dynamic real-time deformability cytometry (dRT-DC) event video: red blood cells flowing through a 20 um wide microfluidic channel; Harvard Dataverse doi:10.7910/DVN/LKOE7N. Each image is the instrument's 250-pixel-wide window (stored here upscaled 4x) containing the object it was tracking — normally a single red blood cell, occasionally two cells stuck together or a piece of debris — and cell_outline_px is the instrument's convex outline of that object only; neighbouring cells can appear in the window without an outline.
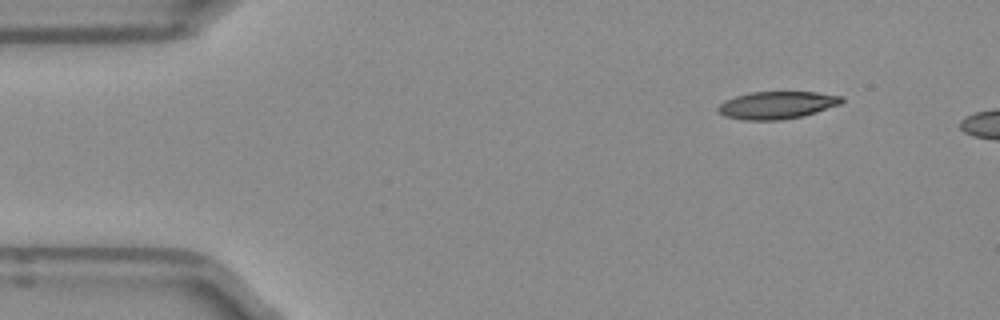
{"species": "Egyptian fruit bat (a non-hibernating species)", "species_latin": "Rousettus aegyptiacus", "temperature_condition": "room temperature", "stored_images_in_passage": 6, "camera_frame_rate_fps": 3000, "um_per_image_px": 0.085, "frame": {"image": 1, "passage_image": 1, "time_ms": 0.0, "image_size_px": [1000, 320], "cell_outline_px": [[844, 100], [840, 104], [816, 112], [800, 116], [780, 120], [744, 120], [724, 116], [716, 108], [724, 100], [736, 96], [752, 92], [816, 92], [844, 96]], "centroid_in_image_um": [66.04, 8.93], "position_along_channel_um": 19.0, "area_um2": 19.71}}